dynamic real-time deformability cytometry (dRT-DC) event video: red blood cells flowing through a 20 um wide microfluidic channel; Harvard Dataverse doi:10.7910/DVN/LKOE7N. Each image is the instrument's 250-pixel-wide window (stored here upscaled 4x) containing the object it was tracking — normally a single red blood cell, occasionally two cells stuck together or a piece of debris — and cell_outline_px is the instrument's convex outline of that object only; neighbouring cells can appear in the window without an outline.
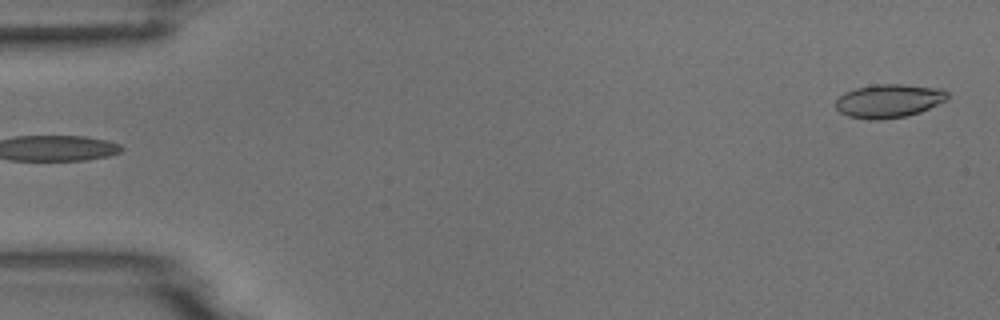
{"species": "common noctule bat (a hibernating species)", "species_latin": "Nyctalus noctula", "temperature_condition": "room temperature", "stored_images_in_passage": 5, "segment_of_instrument_passage": [2, 2], "camera_frame_rate_fps": 3000, "um_per_image_px": 0.085, "animal": {"sex": "male", "body_mass_g": 18.8}, "frame": {"image": 1, "passage_image": 5, "time_ms": 5.667, "image_size_px": [1000, 320], "cell_outline_px": [[948, 100], [920, 112], [908, 116], [880, 120], [868, 120], [848, 116], [840, 112], [836, 108], [836, 100], [844, 92], [856, 88], [876, 84], [904, 84], [944, 88], [948, 92]], "centroid_in_image_um": [75.59, 8.57], "position_along_channel_um": 9.4, "area_um2": 22.2}}